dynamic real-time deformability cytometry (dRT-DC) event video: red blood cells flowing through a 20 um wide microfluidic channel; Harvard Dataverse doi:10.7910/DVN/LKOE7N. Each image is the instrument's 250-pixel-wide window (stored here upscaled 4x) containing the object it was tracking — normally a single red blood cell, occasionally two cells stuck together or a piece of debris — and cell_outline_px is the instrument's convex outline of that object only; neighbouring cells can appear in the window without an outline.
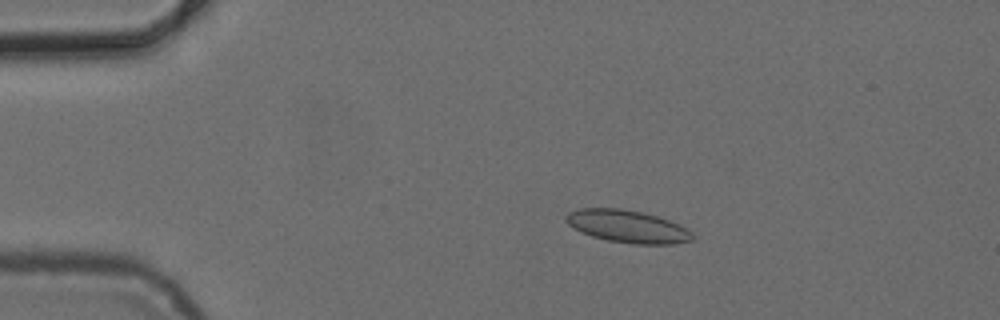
{"species": "common noctule bat (a hibernating species)", "species_latin": "Nyctalus noctula", "temperature_condition": "cold", "stored_images_in_passage": 5, "camera_frame_rate_fps": 3000, "um_per_image_px": 0.085, "animal": {"sex": "female", "body_mass_g": 24.6, "forearm_length_mm": 56.2}, "frame": {"image": 1, "passage_image": 4, "time_ms": 3.333, "image_size_px": [1000, 320], "cell_outline_px": [[692, 240], [672, 244], [632, 244], [608, 240], [592, 236], [580, 232], [568, 224], [564, 220], [564, 216], [568, 212], [580, 208], [620, 208], [640, 212], [656, 216], [668, 220], [692, 232]], "centroid_in_image_um": [53.26, 19.24], "position_along_channel_um": 31.7, "area_um2": 23.76}}